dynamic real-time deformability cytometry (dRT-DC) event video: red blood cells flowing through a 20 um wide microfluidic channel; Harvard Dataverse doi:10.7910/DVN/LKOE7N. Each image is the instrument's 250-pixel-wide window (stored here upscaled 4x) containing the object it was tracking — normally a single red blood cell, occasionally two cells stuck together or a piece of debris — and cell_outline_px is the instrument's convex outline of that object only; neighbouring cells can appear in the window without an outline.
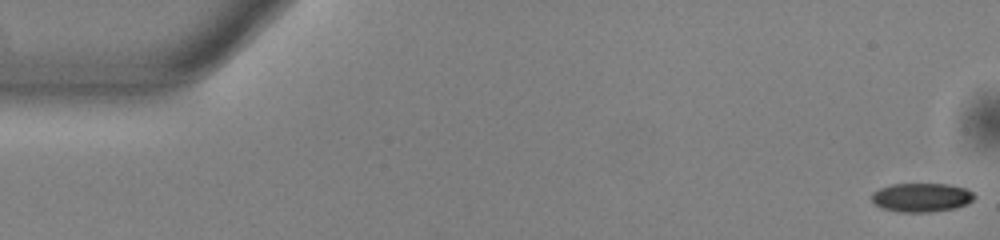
{"species": "common noctule bat (a hibernating species)", "species_latin": "Nyctalus noctula", "temperature_condition": "warm", "stored_images_in_passage": 52, "camera_frame_rate_fps": 3000, "um_per_image_px": 0.085, "animal": {"sex": "male", "body_mass_g": 13.0, "forearm_length_mm": 53.1}, "frame": {"image": 1, "passage_image": 1, "time_ms": 0.0, "image_size_px": [1000, 240], "cell_outline_px": [[976, 196], [968, 204], [956, 208], [928, 212], [900, 212], [880, 208], [872, 200], [872, 192], [880, 188], [892, 184], [948, 184], [964, 188], [972, 192]], "centroid_in_image_um": [78.32, 16.79], "position_along_channel_um": 6.7, "area_um2": 17.28}}
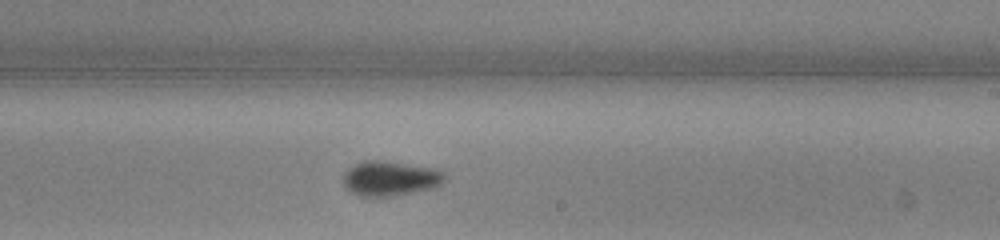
{"frame": {"image": 2, "passage_image": 31, "time_ms": 10.0, "image_size_px": [1000, 240], "cell_outline_px": [[444, 180], [436, 188], [392, 196], [360, 196], [352, 192], [344, 184], [344, 176], [348, 168], [364, 160], [384, 160], [436, 168], [444, 172]], "centroid_in_image_um": [33.2, 15.15], "position_along_channel_um": 255.8, "area_um2": 20.58}}
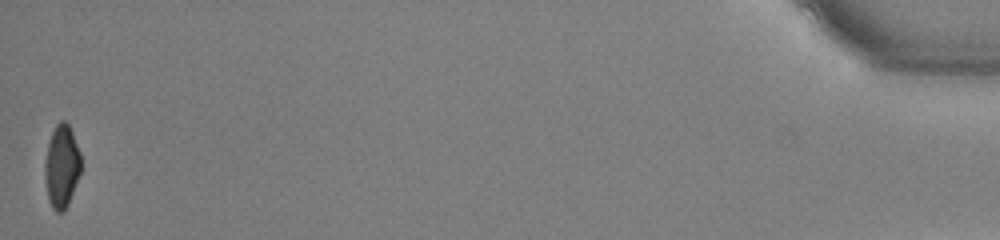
{"frame": {"image": 3, "passage_image": 52, "time_ms": 17.0, "image_size_px": [1000, 240], "cell_outline_px": [[80, 172], [68, 204], [64, 212], [56, 212], [52, 208], [48, 200], [44, 176], [44, 164], [48, 144], [52, 132], [56, 124], [60, 120], [64, 120], [68, 124], [72, 132], [80, 152]], "centroid_in_image_um": [5.22, 14.15], "position_along_channel_um": 430.0, "area_um2": 17.4}, "authors_computed_cell_mechanics": {"area_um2": 18.9295, "velocity_mm_per_s": 3.9432, "shape_relaxation_time_tau1_ms": 4.2847, "shape_relaxation_time_tau2_ms": null, "deformation_change_tau1": 0.1223, "deformation_change_tau2": null}}